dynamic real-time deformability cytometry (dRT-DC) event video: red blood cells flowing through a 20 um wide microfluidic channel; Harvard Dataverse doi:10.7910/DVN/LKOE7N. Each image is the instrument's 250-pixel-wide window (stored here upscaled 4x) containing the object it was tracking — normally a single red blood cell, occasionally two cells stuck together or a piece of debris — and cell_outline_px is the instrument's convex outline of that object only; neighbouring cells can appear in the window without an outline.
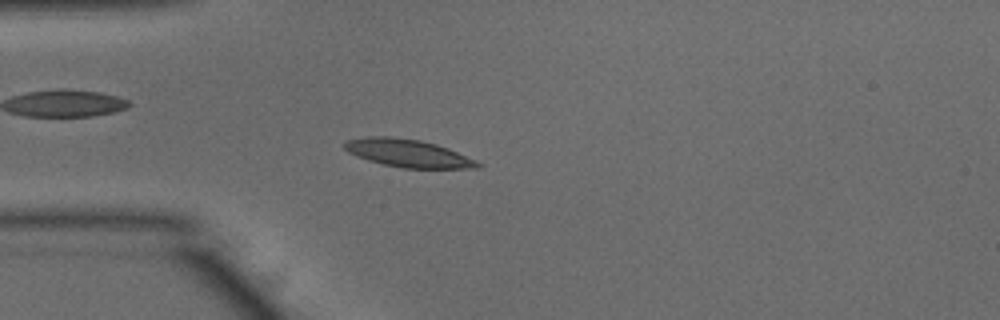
{"species": "common noctule bat (a hibernating species)", "species_latin": "Nyctalus noctula", "temperature_condition": "warm", "stored_images_in_passage": 52, "camera_frame_rate_fps": 3000, "um_per_image_px": 0.085, "animal": {"sex": "male", "body_mass_g": 15.6}, "frame": {"image": 1, "passage_image": 14, "time_ms": 4.333, "image_size_px": [1000, 320], "cell_outline_px": [[484, 164], [480, 168], [404, 168], [384, 164], [368, 160], [356, 156], [348, 152], [344, 148], [344, 140], [368, 136], [388, 136], [420, 140], [436, 144], [448, 148], [476, 160]], "centroid_in_image_um": [34.68, 13.02], "position_along_channel_um": 50.3, "area_um2": 21.62}}
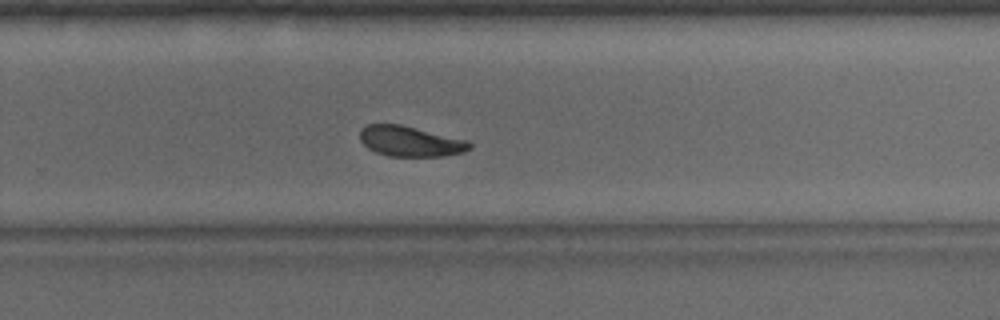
{"frame": {"image": 2, "passage_image": 34, "time_ms": 11.0, "image_size_px": [1000, 320], "cell_outline_px": [[472, 148], [464, 152], [444, 156], [388, 156], [376, 152], [368, 148], [360, 140], [360, 132], [368, 124], [400, 124], [468, 140], [472, 144]], "centroid_in_image_um": [34.91, 12.01], "position_along_channel_um": 294.9, "area_um2": 19.36}}
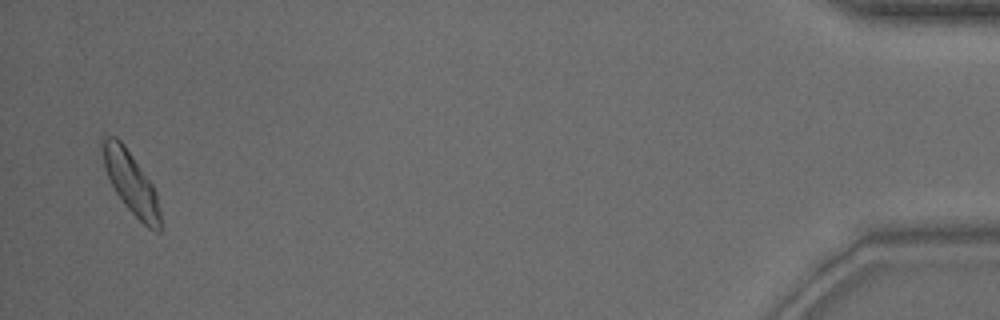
{"frame": {"image": 3, "passage_image": 51, "time_ms": 16.667, "image_size_px": [1000, 320], "cell_outline_px": [[160, 232], [156, 232], [148, 228], [124, 204], [116, 192], [104, 168], [100, 144], [100, 140], [104, 136], [116, 136], [124, 144], [152, 184], [156, 192], [160, 212]], "centroid_in_image_um": [11.1, 15.48], "position_along_channel_um": 424.1, "area_um2": 20.69}, "authors_computed_cell_mechanics": {"area_um2": 20.2011, "velocity_mm_per_s": 3.8085, "shape_relaxation_time_tau1_ms": 2.6923, "shape_relaxation_time_tau2_ms": 2.3938, "deformation_change_tau1": 0.1208, "deformation_change_tau2": 0.0865}}